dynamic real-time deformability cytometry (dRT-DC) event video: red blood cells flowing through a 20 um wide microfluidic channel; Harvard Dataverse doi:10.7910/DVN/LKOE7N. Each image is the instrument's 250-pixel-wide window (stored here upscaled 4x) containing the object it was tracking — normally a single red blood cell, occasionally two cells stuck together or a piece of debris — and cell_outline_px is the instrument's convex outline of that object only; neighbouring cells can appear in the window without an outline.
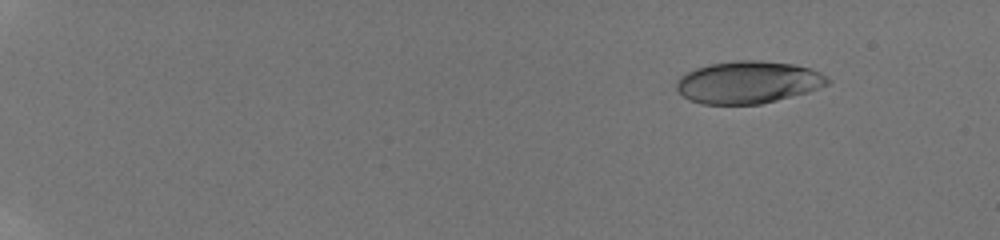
{"species": "human", "species_latin": "Homo sapiens", "temperature_condition": "room temperature", "stored_images_in_passage": 31, "camera_frame_rate_fps": 3000, "um_per_image_px": 0.085, "donor": {"sex": "male"}, "frame": {"image": 1, "passage_image": 5, "time_ms": 2.333, "image_size_px": [1000, 240], "cell_outline_px": [[832, 80], [828, 84], [808, 92], [760, 104], [700, 104], [688, 100], [676, 88], [676, 80], [680, 76], [696, 68], [708, 64], [736, 60], [760, 60], [792, 64], [808, 68], [820, 72], [828, 76]], "centroid_in_image_um": [63.58, 6.99], "position_along_channel_um": 21.4, "area_um2": 37.34}}
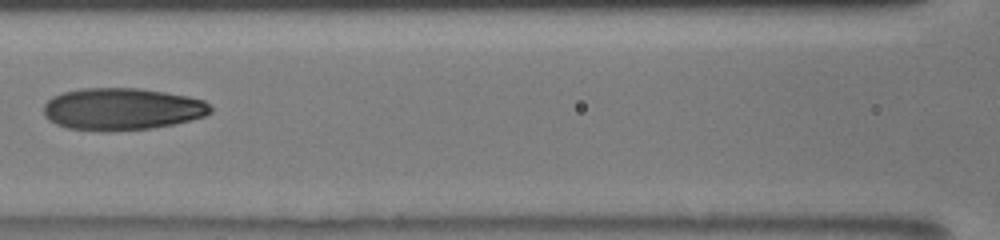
{"frame": {"image": 2, "passage_image": 25, "time_ms": 10.0, "image_size_px": [1000, 240], "cell_outline_px": [[212, 112], [204, 116], [192, 120], [152, 128], [108, 132], [100, 132], [68, 128], [56, 124], [48, 120], [44, 116], [44, 104], [52, 96], [64, 92], [80, 88], [140, 88], [188, 96], [204, 100], [212, 108]], "centroid_in_image_um": [10.35, 9.28], "position_along_channel_um": 156.3, "area_um2": 41.33}}
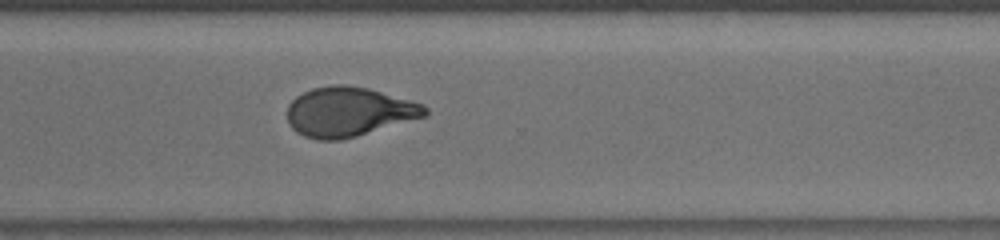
{"frame": {"image": 3, "passage_image": 31, "time_ms": 14.667, "image_size_px": [1000, 240], "cell_outline_px": [[428, 116], [356, 136], [340, 140], [316, 140], [304, 136], [296, 132], [288, 124], [288, 104], [296, 96], [312, 88], [332, 84], [344, 84], [368, 88], [424, 104], [428, 108]], "centroid_in_image_um": [29.65, 9.5], "position_along_channel_um": 341.0, "area_um2": 39.94}}